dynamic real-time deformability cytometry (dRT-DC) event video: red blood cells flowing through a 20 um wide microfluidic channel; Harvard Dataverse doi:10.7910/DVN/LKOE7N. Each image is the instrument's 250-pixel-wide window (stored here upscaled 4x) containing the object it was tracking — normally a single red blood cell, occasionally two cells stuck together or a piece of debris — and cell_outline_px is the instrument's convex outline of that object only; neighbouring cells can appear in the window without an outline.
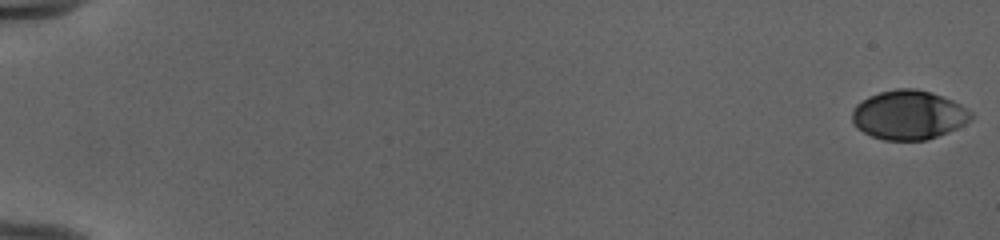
{"species": "human", "species_latin": "Homo sapiens", "temperature_condition": "cold", "stored_images_in_passage": 53, "camera_frame_rate_fps": 3000, "um_per_image_px": 0.085, "donor": {"sex": "female"}, "frame": {"image": 1, "passage_image": 1, "time_ms": 0.0, "image_size_px": [1000, 240], "cell_outline_px": [[972, 116], [964, 124], [948, 132], [928, 140], [884, 140], [872, 136], [856, 128], [852, 120], [852, 112], [856, 104], [868, 96], [880, 92], [896, 88], [916, 88], [952, 100], [960, 104], [972, 112]], "centroid_in_image_um": [77.2, 9.77], "position_along_channel_um": 7.8, "area_um2": 33.93}}
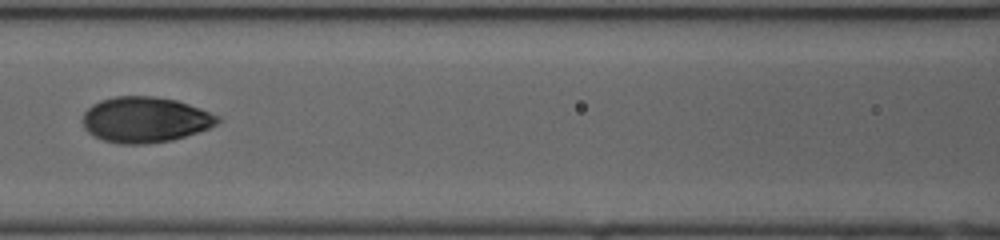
{"frame": {"image": 2, "passage_image": 27, "time_ms": 8.667, "image_size_px": [1000, 240], "cell_outline_px": [[224, 120], [208, 128], [172, 140], [148, 144], [120, 144], [104, 140], [88, 132], [84, 128], [84, 112], [92, 104], [100, 100], [116, 96], [156, 96], [176, 100], [200, 108], [220, 116]], "centroid_in_image_um": [12.36, 10.17], "position_along_channel_um": 154.2, "area_um2": 35.84}}
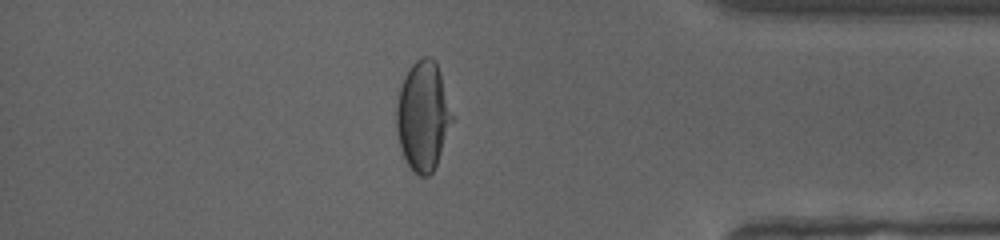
{"frame": {"image": 3, "passage_image": 47, "time_ms": 15.333, "image_size_px": [1000, 240], "cell_outline_px": [[452, 120], [436, 164], [432, 172], [428, 176], [420, 176], [408, 164], [400, 148], [396, 128], [396, 108], [400, 88], [412, 64], [416, 60], [424, 56], [428, 56], [436, 64], [440, 72], [452, 116]], "centroid_in_image_um": [35.93, 9.86], "position_along_channel_um": 399.3, "area_um2": 34.45}, "authors_computed_cell_mechanics": {"area_um2": 34.9112, "velocity_mm_per_s": 3.997, "shape_relaxation_time_tau1_ms": 4.1703, "shape_relaxation_time_tau2_ms": null, "deformation_change_tau1": 0.1818, "deformation_change_tau2": null}}